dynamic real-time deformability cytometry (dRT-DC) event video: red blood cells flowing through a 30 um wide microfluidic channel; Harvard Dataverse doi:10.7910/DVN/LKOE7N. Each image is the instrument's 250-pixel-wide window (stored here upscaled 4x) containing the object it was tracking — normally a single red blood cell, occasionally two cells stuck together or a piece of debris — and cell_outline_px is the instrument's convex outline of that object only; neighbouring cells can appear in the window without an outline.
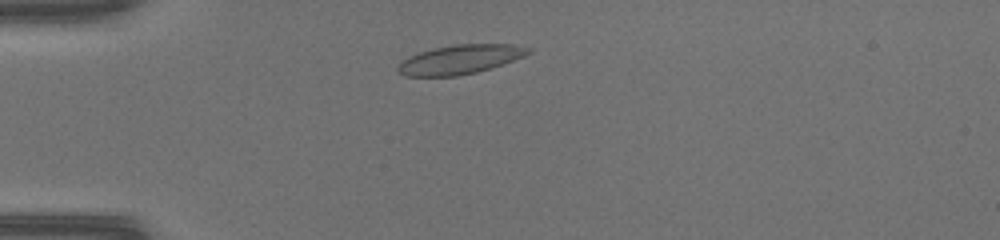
{"species": "common noctule bat (a hibernating species)", "species_latin": "Nyctalus noctula", "temperature_condition": "warm", "stored_images_in_passage": 41, "camera_frame_rate_fps": 3000, "um_per_image_px": 0.085, "animal": {"sex": "female", "body_mass_g": 17.0, "forearm_length_mm": 48.0}, "frame": {"image": 1, "passage_image": 5, "time_ms": 1.333, "image_size_px": [1000, 240], "cell_outline_px": [[532, 52], [524, 56], [476, 72], [456, 76], [404, 76], [396, 72], [396, 68], [408, 56], [420, 52], [452, 44], [512, 44], [532, 48]], "centroid_in_image_um": [39.08, 5.05], "position_along_channel_um": 45.9, "area_um2": 21.96}}
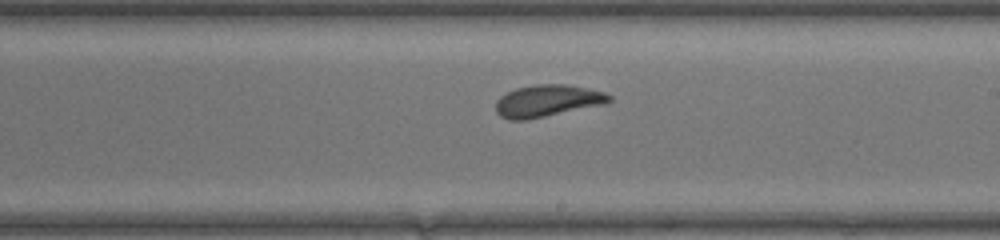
{"frame": {"image": 2, "passage_image": 21, "time_ms": 6.667, "image_size_px": [1000, 240], "cell_outline_px": [[612, 100], [604, 104], [528, 120], [508, 120], [500, 116], [496, 112], [496, 100], [500, 96], [516, 88], [536, 84], [564, 84], [604, 92], [612, 96]], "centroid_in_image_um": [46.5, 8.58], "position_along_channel_um": 242.5, "area_um2": 21.1}}
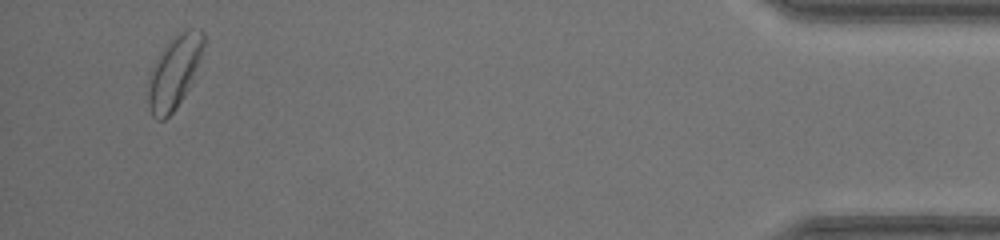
{"frame": {"image": 3, "passage_image": 39, "time_ms": 12.667, "image_size_px": [1000, 240], "cell_outline_px": [[204, 44], [200, 56], [188, 88], [184, 96], [176, 108], [164, 120], [156, 120], [152, 116], [148, 104], [148, 80], [160, 56], [172, 36], [176, 32], [188, 28], [200, 28], [204, 32]], "centroid_in_image_um": [14.82, 6.11], "position_along_channel_um": 420.4, "area_um2": 22.89}, "authors_computed_cell_mechanics": {"area_um2": 21.2126, "velocity_mm_per_s": 4.1791, "shape_relaxation_time_tau1_ms": 4.8724, "shape_relaxation_time_tau2_ms": 1.5508, "deformation_change_tau1": 0.1347, "deformation_change_tau2": 0.0626}}